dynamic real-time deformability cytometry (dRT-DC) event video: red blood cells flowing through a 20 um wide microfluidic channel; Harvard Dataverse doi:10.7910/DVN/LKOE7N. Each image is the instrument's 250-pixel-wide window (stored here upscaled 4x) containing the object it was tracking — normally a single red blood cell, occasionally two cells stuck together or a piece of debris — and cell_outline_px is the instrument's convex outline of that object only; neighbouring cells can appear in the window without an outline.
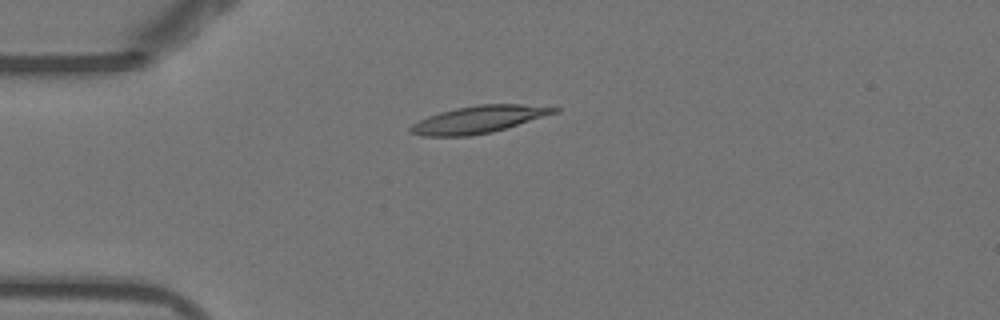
{"species": "Egyptian fruit bat (a non-hibernating species)", "species_latin": "Rousettus aegyptiacus", "temperature_condition": "warm", "stored_images_in_passage": 40, "camera_frame_rate_fps": 3000, "um_per_image_px": 0.085, "animal": {"sex": "female"}, "frame": {"image": 1, "passage_image": 1, "time_ms": 0.0, "image_size_px": [1000, 320], "cell_outline_px": [[560, 112], [492, 132], [468, 136], [424, 136], [408, 132], [408, 128], [412, 124], [428, 116], [440, 112], [456, 108], [476, 104], [520, 104], [560, 108]], "centroid_in_image_um": [40.68, 10.15], "position_along_channel_um": 44.3, "area_um2": 22.77}}
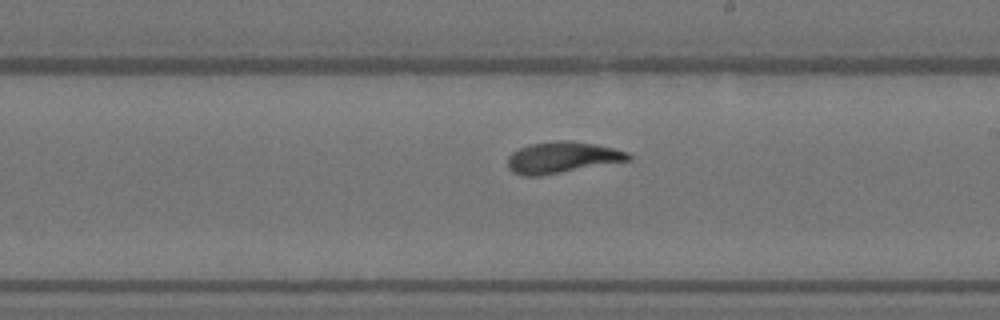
{"frame": {"image": 2, "passage_image": 18, "time_ms": 5.667, "image_size_px": [1000, 320], "cell_outline_px": [[632, 160], [540, 176], [524, 176], [512, 172], [508, 168], [508, 156], [512, 152], [528, 144], [552, 140], [572, 140], [612, 148], [628, 152], [632, 156]], "centroid_in_image_um": [47.76, 13.38], "position_along_channel_um": 241.2, "area_um2": 22.2}}
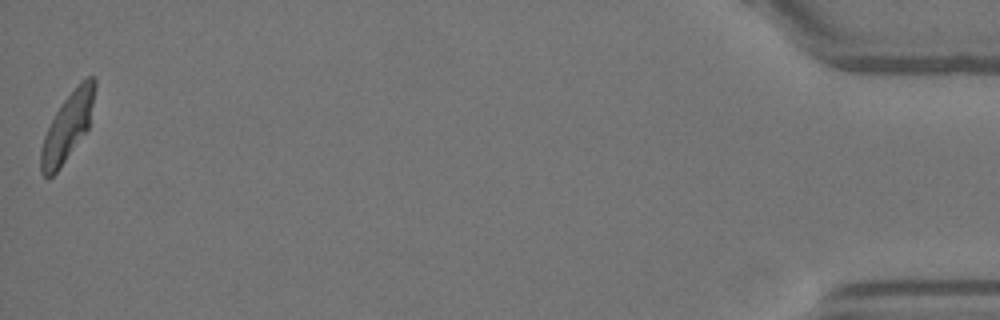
{"frame": {"image": 3, "passage_image": 40, "time_ms": 13.0, "image_size_px": [1000, 320], "cell_outline_px": [[96, 88], [88, 128], [56, 172], [52, 176], [44, 176], [40, 172], [40, 148], [44, 136], [56, 112], [64, 100], [88, 76], [92, 76], [96, 80]], "centroid_in_image_um": [5.72, 10.8], "position_along_channel_um": 429.5, "area_um2": 20.46}, "authors_computed_cell_mechanics": {"area_um2": 22.1085, "velocity_mm_per_s": 3.8453, "shape_relaxation_time_tau1_ms": 4.2172, "shape_relaxation_time_tau2_ms": 1.4158, "deformation_change_tau1": 0.2045, "deformation_change_tau2": 0.0865}}